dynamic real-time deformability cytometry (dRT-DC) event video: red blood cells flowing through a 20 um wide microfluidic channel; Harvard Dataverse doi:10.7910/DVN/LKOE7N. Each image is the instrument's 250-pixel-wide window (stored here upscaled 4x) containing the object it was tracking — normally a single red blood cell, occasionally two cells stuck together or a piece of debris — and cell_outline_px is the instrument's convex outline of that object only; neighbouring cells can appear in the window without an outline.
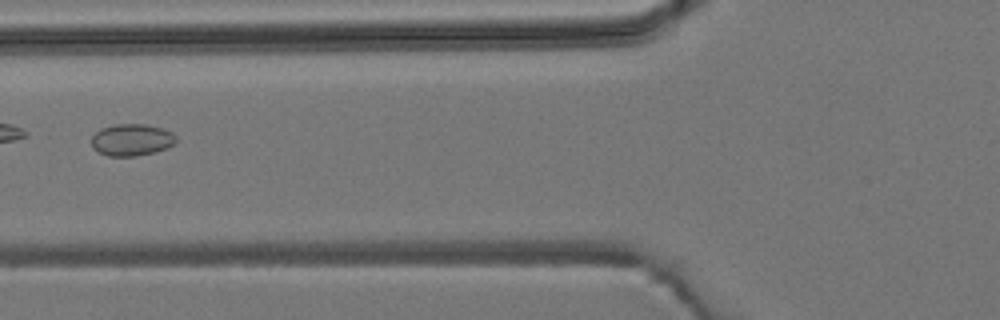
{"species": "common noctule bat (a hibernating species)", "species_latin": "Nyctalus noctula", "temperature_condition": "room temperature", "stored_images_in_passage": 4, "camera_frame_rate_fps": 3000, "um_per_image_px": 0.085, "animal": {"sex": "male", "body_mass_g": 19.2, "forearm_length_mm": 51.8}, "frame": {"image": 1, "passage_image": 4, "time_ms": 4.333, "image_size_px": [1000, 320], "cell_outline_px": [[176, 144], [168, 148], [156, 152], [136, 156], [108, 156], [92, 148], [92, 136], [100, 128], [116, 124], [144, 124], [164, 128], [172, 132], [176, 136]], "centroid_in_image_um": [11.23, 11.89], "position_along_channel_um": 114.6, "area_um2": 15.95}}